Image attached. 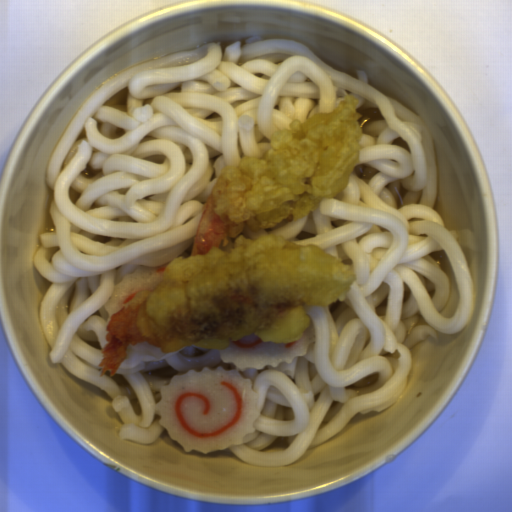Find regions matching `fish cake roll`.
I'll list each match as a JSON object with an SVG mask.
<instances>
[{
  "instance_id": "fish-cake-roll-1",
  "label": "fish cake roll",
  "mask_w": 512,
  "mask_h": 512,
  "mask_svg": "<svg viewBox=\"0 0 512 512\" xmlns=\"http://www.w3.org/2000/svg\"><path fill=\"white\" fill-rule=\"evenodd\" d=\"M314 337L310 322L296 342L264 341L251 332L229 341L220 347V357L236 368L189 370L174 374L159 387L161 399L154 412L160 425L186 452L211 453L241 444L246 434L255 432L261 410L250 380L239 372L275 367L280 362L291 364L295 357L305 355Z\"/></svg>"
},
{
  "instance_id": "fish-cake-roll-2",
  "label": "fish cake roll",
  "mask_w": 512,
  "mask_h": 512,
  "mask_svg": "<svg viewBox=\"0 0 512 512\" xmlns=\"http://www.w3.org/2000/svg\"><path fill=\"white\" fill-rule=\"evenodd\" d=\"M172 262L159 266H137L134 271L124 274L122 280L114 285L111 297L104 303L108 322L118 309L153 283Z\"/></svg>"
}]
</instances>
